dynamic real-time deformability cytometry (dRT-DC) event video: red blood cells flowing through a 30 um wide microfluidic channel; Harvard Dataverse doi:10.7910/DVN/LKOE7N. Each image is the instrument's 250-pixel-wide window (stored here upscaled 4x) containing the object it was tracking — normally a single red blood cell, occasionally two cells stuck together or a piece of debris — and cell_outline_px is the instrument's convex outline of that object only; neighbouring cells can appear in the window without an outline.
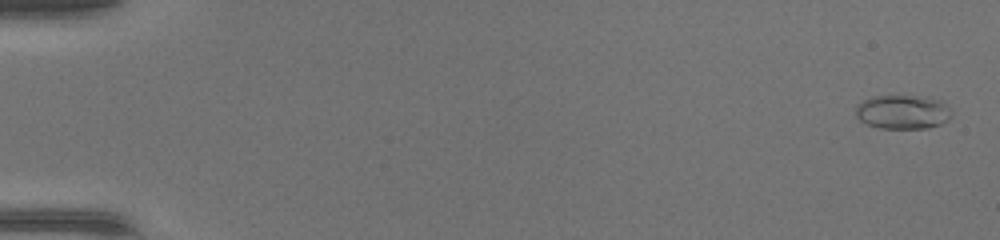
{"species": "common noctule bat (a hibernating species)", "species_latin": "Nyctalus noctula", "temperature_condition": "warm", "stored_images_in_passage": 49, "camera_frame_rate_fps": 3000, "um_per_image_px": 0.085, "animal": {"sex": "female", "body_mass_g": 17.0, "forearm_length_mm": 48.0}, "frame": {"image": 1, "passage_image": 2, "time_ms": 0.333, "image_size_px": [1000, 240], "cell_outline_px": [[952, 116], [948, 120], [940, 124], [928, 128], [880, 128], [868, 124], [860, 120], [856, 116], [856, 104], [872, 96], [928, 96], [940, 100], [948, 108]], "centroid_in_image_um": [76.72, 9.51], "position_along_channel_um": 8.3, "area_um2": 19.02}}
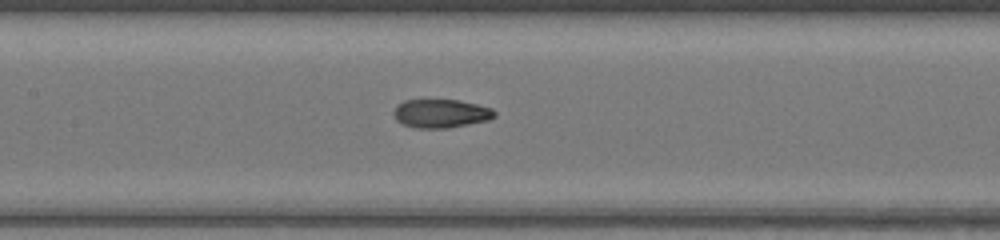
{"frame": {"image": 2, "passage_image": 25, "time_ms": 8.0, "image_size_px": [1000, 240], "cell_outline_px": [[496, 116], [488, 120], [448, 128], [416, 128], [404, 124], [396, 120], [392, 112], [396, 104], [404, 100], [460, 100], [492, 108], [496, 112]], "centroid_in_image_um": [37.46, 9.64], "position_along_channel_um": 169.9, "area_um2": 16.88}}
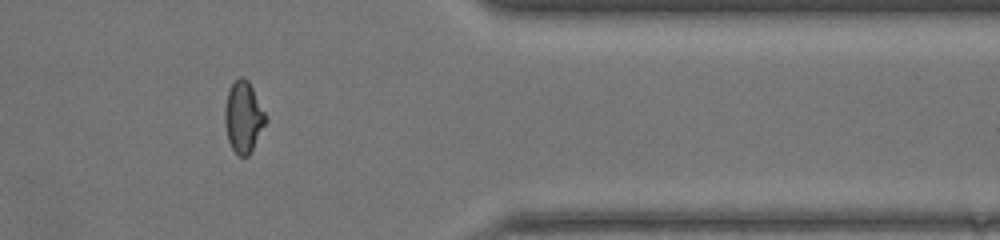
{"frame": {"image": 3, "passage_image": 41, "time_ms": 13.333, "image_size_px": [1000, 240], "cell_outline_px": [[268, 120], [248, 156], [240, 156], [232, 148], [228, 140], [224, 120], [224, 108], [228, 92], [232, 84], [240, 76], [244, 76], [248, 80], [268, 116]], "centroid_in_image_um": [20.7, 9.93], "position_along_channel_um": 390.7, "area_um2": 16.99}, "authors_computed_cell_mechanics": {"area_um2": 17.2244, "velocity_mm_per_s": 4.4343, "shape_relaxation_time_tau1_ms": null, "shape_relaxation_time_tau2_ms": 1.0335, "deformation_change_tau1": null, "deformation_change_tau2": 0.0559}}